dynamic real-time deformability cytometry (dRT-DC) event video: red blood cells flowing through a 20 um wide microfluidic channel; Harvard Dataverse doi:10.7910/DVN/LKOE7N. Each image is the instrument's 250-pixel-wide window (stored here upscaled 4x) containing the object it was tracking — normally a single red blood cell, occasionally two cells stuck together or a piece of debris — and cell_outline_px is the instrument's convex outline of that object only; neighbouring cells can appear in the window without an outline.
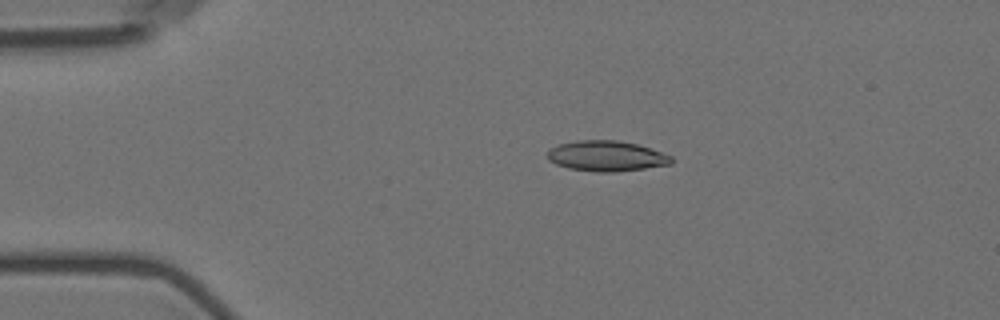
{"species": "Egyptian fruit bat (a non-hibernating species)", "species_latin": "Rousettus aegyptiacus", "temperature_condition": "room temperature", "stored_images_in_passage": 6, "camera_frame_rate_fps": 3000, "um_per_image_px": 0.085, "animal": {"sex": "female"}, "frame": {"image": 1, "passage_image": 4, "time_ms": 3.667, "image_size_px": [1000, 320], "cell_outline_px": [[672, 164], [616, 172], [596, 172], [568, 168], [556, 164], [548, 160], [548, 148], [556, 144], [576, 140], [616, 140], [636, 144], [672, 156]], "centroid_in_image_um": [51.49, 13.26], "position_along_channel_um": 33.5, "area_um2": 22.02}}